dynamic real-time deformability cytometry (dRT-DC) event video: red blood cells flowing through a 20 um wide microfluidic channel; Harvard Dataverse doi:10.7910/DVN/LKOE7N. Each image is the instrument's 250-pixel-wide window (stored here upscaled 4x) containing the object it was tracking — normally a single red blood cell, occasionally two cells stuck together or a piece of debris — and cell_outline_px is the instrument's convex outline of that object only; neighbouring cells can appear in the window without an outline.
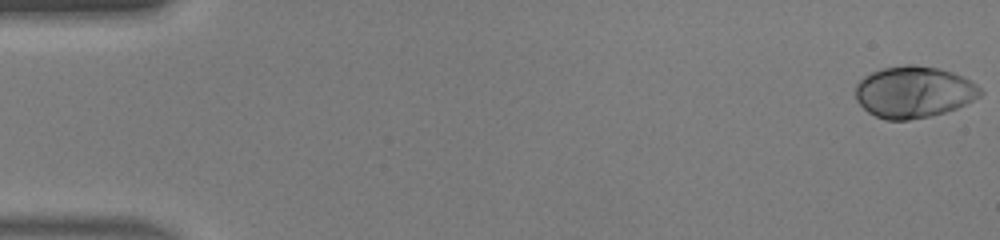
{"species": "human", "species_latin": "Homo sapiens", "temperature_condition": "warm", "stored_images_in_passage": 47, "camera_frame_rate_fps": 3000, "um_per_image_px": 0.085, "donor": {"sex": "male"}, "frame": {"image": 1, "passage_image": 1, "time_ms": 0.0, "image_size_px": [1000, 240], "cell_outline_px": [[984, 92], [980, 96], [956, 108], [932, 116], [908, 120], [884, 120], [868, 112], [856, 100], [856, 84], [864, 76], [872, 72], [884, 68], [904, 64], [916, 64], [940, 68], [964, 76], [976, 84]], "centroid_in_image_um": [77.67, 7.81], "position_along_channel_um": 7.3, "area_um2": 37.69}}
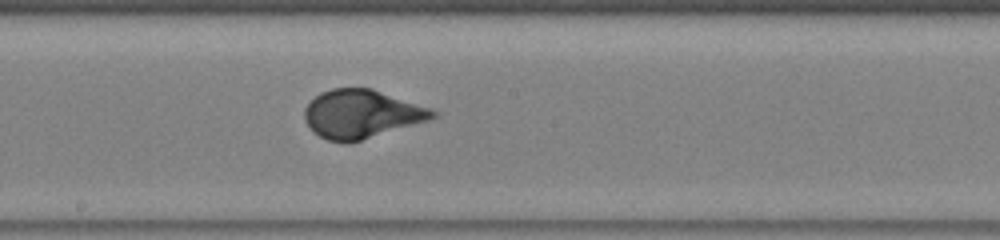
{"frame": {"image": 2, "passage_image": 26, "time_ms": 8.333, "image_size_px": [1000, 240], "cell_outline_px": [[440, 112], [432, 120], [348, 144], [344, 144], [328, 140], [320, 136], [304, 120], [304, 108], [320, 92], [332, 88], [372, 88], [432, 108]], "centroid_in_image_um": [30.79, 9.7], "position_along_channel_um": 217.4, "area_um2": 36.53}}
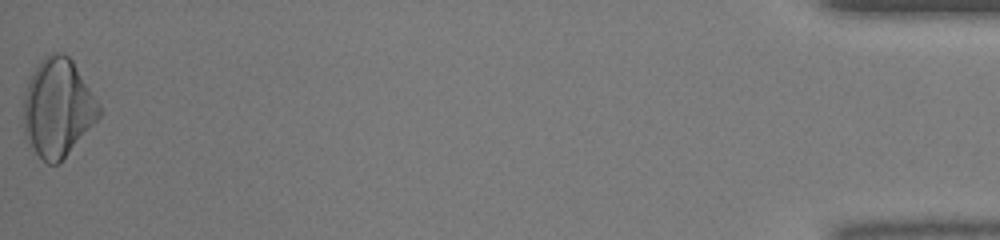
{"frame": {"image": 3, "passage_image": 47, "time_ms": 15.333, "image_size_px": [1000, 240], "cell_outline_px": [[100, 116], [64, 156], [56, 164], [48, 164], [28, 144], [24, 132], [24, 92], [28, 76], [40, 60], [44, 56], [52, 52], [64, 52], [72, 60], [96, 100], [100, 108]], "centroid_in_image_um": [4.86, 9.11], "position_along_channel_um": 430.3, "area_um2": 42.6}, "authors_computed_cell_mechanics": {"area_um2": 36.5296, "velocity_mm_per_s": 4.4406, "shape_relaxation_time_tau1_ms": 3.2313, "shape_relaxation_time_tau2_ms": null, "deformation_change_tau1": 0.2112, "deformation_change_tau2": null}}